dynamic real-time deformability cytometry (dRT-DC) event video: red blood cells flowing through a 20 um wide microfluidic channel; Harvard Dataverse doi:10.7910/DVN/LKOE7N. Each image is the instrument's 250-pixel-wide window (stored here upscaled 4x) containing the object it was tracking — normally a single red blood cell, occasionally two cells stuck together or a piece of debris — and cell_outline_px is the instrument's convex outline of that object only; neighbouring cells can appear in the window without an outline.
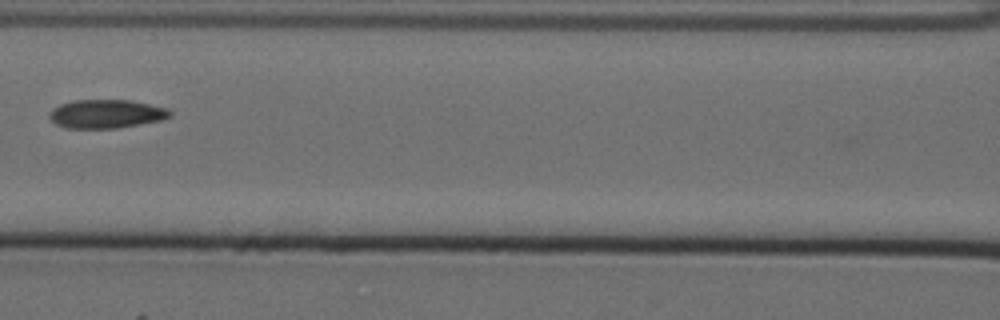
{"species": "Egyptian fruit bat (a non-hibernating species)", "species_latin": "Rousettus aegyptiacus", "temperature_condition": "cold", "stored_images_in_passage": 12, "camera_frame_rate_fps": 3000, "um_per_image_px": 0.085, "animal": {"sex": "female"}, "frame": {"image": 1, "passage_image": 8, "time_ms": 2.333, "image_size_px": [1000, 320], "cell_outline_px": [[172, 116], [160, 120], [116, 128], [64, 128], [56, 124], [48, 116], [48, 112], [52, 108], [60, 104], [72, 100], [132, 100], [168, 108], [172, 112]], "centroid_in_image_um": [9.01, 9.67], "position_along_channel_um": 157.6, "area_um2": 20.23}}
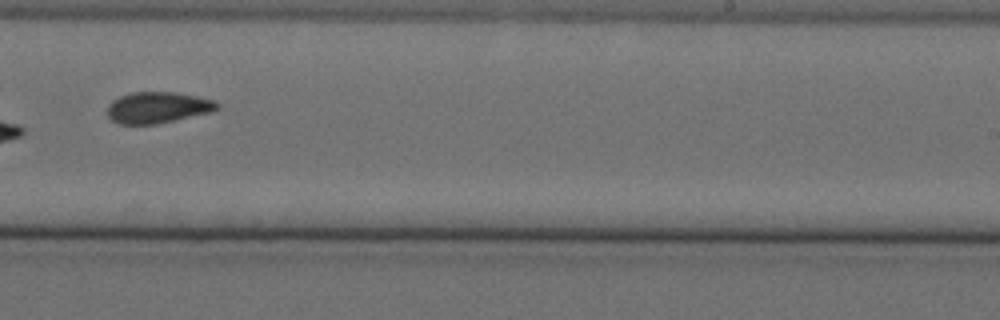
{"frame": {"image": 2, "passage_image": 11, "time_ms": 3.333, "image_size_px": [1000, 320], "cell_outline_px": [[220, 108], [212, 112], [156, 124], [120, 124], [112, 120], [108, 116], [108, 104], [112, 100], [120, 96], [132, 92], [176, 92], [216, 100], [220, 104]], "centroid_in_image_um": [13.44, 9.13], "position_along_channel_um": 275.6, "area_um2": 20.11}}
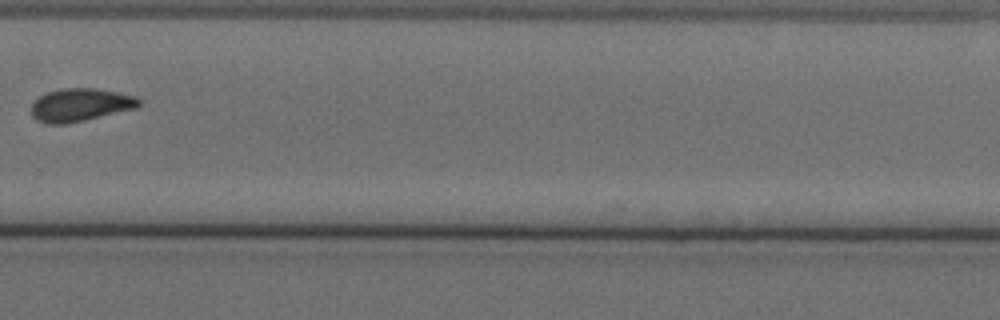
{"frame": {"image": 3, "passage_image": 12, "time_ms": 3.667, "image_size_px": [1000, 320], "cell_outline_px": [[140, 104], [136, 108], [68, 124], [44, 124], [36, 120], [32, 116], [32, 104], [40, 96], [48, 92], [64, 88], [96, 88], [136, 96], [140, 100]], "centroid_in_image_um": [6.81, 8.93], "position_along_channel_um": 323.0, "area_um2": 20.63}}